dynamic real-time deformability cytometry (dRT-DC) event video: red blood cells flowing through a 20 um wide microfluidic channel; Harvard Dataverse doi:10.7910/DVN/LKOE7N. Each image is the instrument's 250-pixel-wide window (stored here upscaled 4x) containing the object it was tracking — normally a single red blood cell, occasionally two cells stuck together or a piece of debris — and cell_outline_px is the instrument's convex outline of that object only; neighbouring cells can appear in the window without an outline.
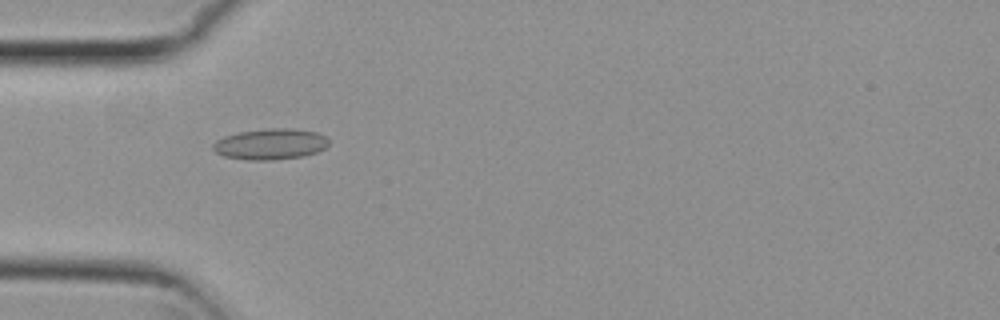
{"species": "common noctule bat (a hibernating species)", "species_latin": "Nyctalus noctula", "temperature_condition": "cold", "stored_images_in_passage": 46, "camera_frame_rate_fps": 3000, "um_per_image_px": 0.085, "animal": {"sex": "female", "body_mass_g": 29.2, "forearm_length_mm": 56.3}, "frame": {"image": 1, "passage_image": 8, "time_ms": 2.333, "image_size_px": [1000, 320], "cell_outline_px": [[328, 144], [324, 148], [316, 152], [304, 156], [272, 160], [248, 160], [224, 156], [216, 152], [212, 148], [212, 144], [216, 140], [224, 136], [240, 132], [268, 128], [292, 128], [316, 132], [324, 136], [328, 140]], "centroid_in_image_um": [22.96, 12.25], "position_along_channel_um": 62.0, "area_um2": 20.81}}
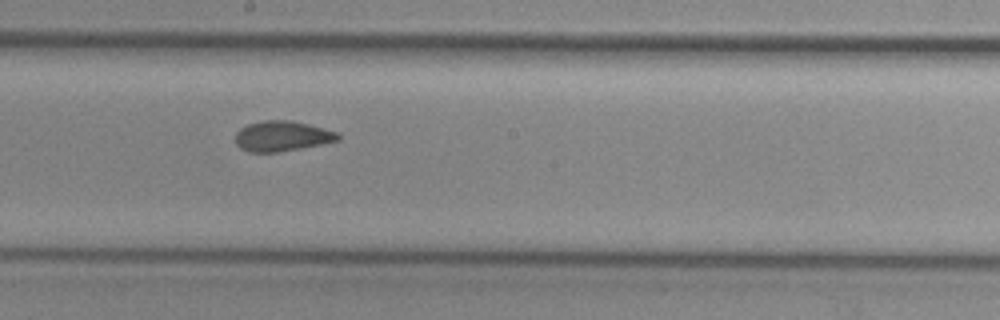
{"frame": {"image": 2, "passage_image": 21, "time_ms": 6.667, "image_size_px": [1000, 320], "cell_outline_px": [[340, 140], [300, 148], [276, 152], [248, 152], [240, 148], [236, 144], [236, 132], [240, 128], [248, 124], [264, 120], [288, 120], [308, 124], [336, 132], [340, 136]], "centroid_in_image_um": [23.94, 11.57], "position_along_channel_um": 224.3, "area_um2": 17.92}}
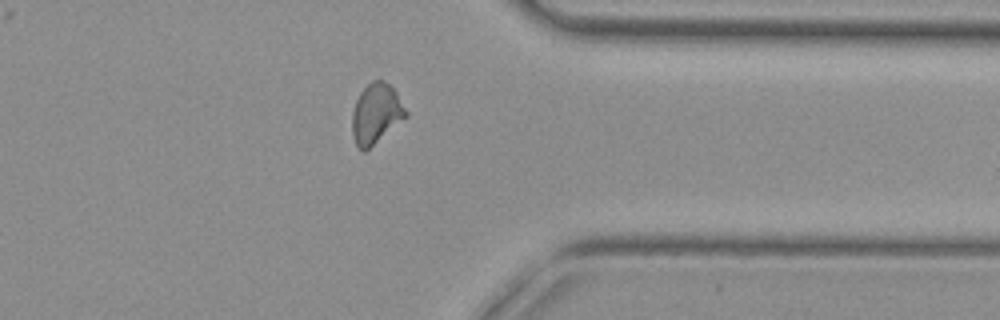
{"frame": {"image": 3, "passage_image": 34, "time_ms": 11.0, "image_size_px": [1000, 320], "cell_outline_px": [[408, 116], [364, 152], [356, 144], [352, 136], [352, 112], [356, 100], [360, 92], [372, 80], [384, 80], [396, 92], [408, 112]], "centroid_in_image_um": [31.96, 9.65], "position_along_channel_um": 379.4, "area_um2": 18.67}, "authors_computed_cell_mechanics": {"area_um2": 18.3804, "velocity_mm_per_s": 3.7779, "shape_relaxation_time_tau1_ms": 5.8765, "shape_relaxation_time_tau2_ms": 1.437, "deformation_change_tau1": 0.1418, "deformation_change_tau2": 0.082}}